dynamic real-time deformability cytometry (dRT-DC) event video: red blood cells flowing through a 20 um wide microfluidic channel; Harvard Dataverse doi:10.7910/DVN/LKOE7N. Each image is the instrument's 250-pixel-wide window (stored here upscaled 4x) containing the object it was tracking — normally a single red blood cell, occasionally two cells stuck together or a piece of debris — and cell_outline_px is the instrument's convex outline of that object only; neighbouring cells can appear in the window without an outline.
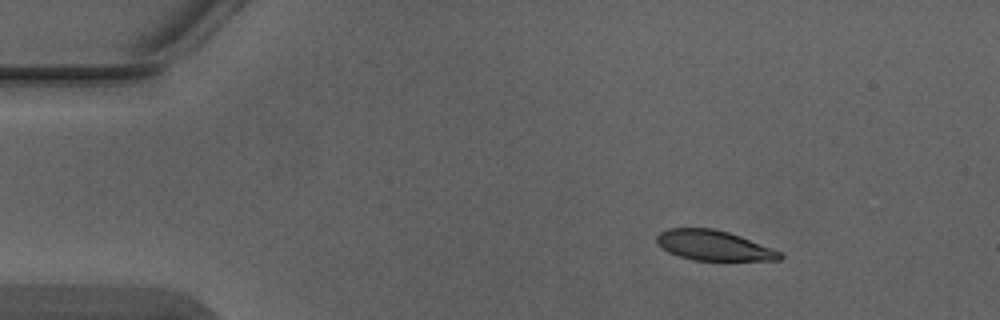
{"species": "Egyptian fruit bat (a non-hibernating species)", "species_latin": "Rousettus aegyptiacus", "temperature_condition": "warm", "stored_images_in_passage": 3, "camera_frame_rate_fps": 3000, "um_per_image_px": 0.085, "animal": {"sex": "male"}, "frame": {"image": 1, "passage_image": 1, "time_ms": 0.0, "image_size_px": [1000, 320], "cell_outline_px": [[784, 256], [780, 260], [696, 260], [680, 256], [668, 252], [656, 240], [656, 236], [660, 232], [668, 228], [712, 228], [728, 232], [740, 236], [780, 252]], "centroid_in_image_um": [60.65, 20.86], "position_along_channel_um": 24.4, "area_um2": 21.15}}